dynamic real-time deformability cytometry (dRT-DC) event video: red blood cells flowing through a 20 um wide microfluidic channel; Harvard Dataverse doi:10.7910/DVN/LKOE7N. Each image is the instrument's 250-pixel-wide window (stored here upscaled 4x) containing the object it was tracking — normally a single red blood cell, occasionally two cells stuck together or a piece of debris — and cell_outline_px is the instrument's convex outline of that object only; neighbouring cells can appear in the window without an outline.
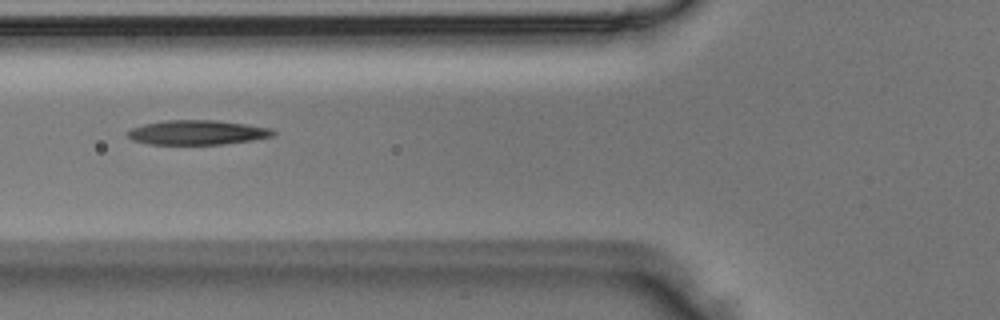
{"species": "Egyptian fruit bat (a non-hibernating species)", "species_latin": "Rousettus aegyptiacus", "temperature_condition": "room temperature", "stored_images_in_passage": 7, "camera_frame_rate_fps": 3000, "um_per_image_px": 0.085, "animal": {"sex": "male"}, "frame": {"image": 1, "passage_image": 5, "time_ms": 1.333, "image_size_px": [1000, 320], "cell_outline_px": [[276, 132], [272, 136], [252, 140], [224, 144], [148, 144], [132, 140], [124, 132], [132, 128], [144, 124], [164, 120], [216, 120], [272, 128]], "centroid_in_image_um": [16.74, 11.26], "position_along_channel_um": 109.1, "area_um2": 20.81}}
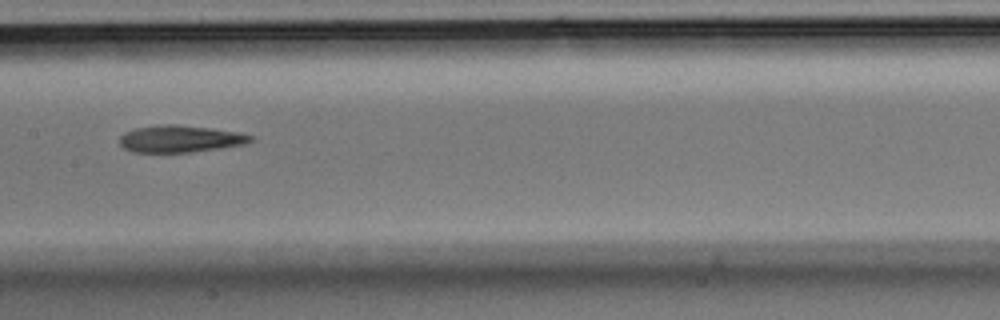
{"frame": {"image": 2, "passage_image": 7, "time_ms": 2.0, "image_size_px": [1000, 320], "cell_outline_px": [[256, 140], [244, 144], [220, 148], [188, 152], [136, 152], [124, 148], [120, 144], [120, 136], [124, 132], [136, 128], [160, 124], [172, 124], [212, 128], [240, 132], [252, 136]], "centroid_in_image_um": [15.34, 11.79], "position_along_channel_um": 192.1, "area_um2": 20.58}}